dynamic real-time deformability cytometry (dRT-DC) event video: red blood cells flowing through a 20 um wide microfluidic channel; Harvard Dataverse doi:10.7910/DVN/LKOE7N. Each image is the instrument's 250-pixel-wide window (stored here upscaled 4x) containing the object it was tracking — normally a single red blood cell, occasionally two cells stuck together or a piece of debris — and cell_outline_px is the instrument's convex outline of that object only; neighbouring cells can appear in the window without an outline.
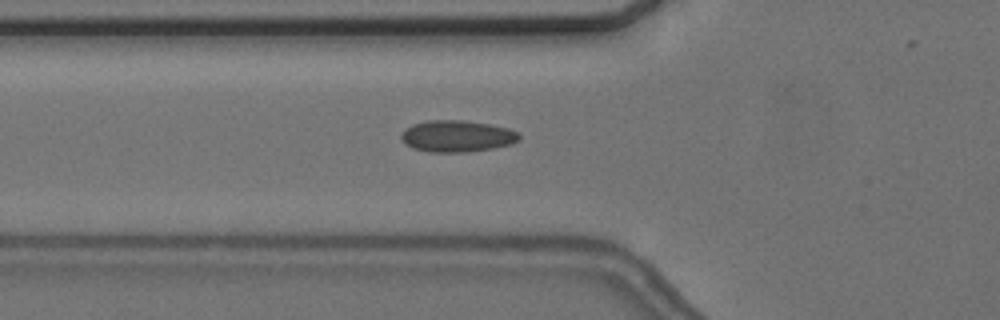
{"species": "common noctule bat (a hibernating species)", "species_latin": "Nyctalus noctula", "temperature_condition": "cold", "stored_images_in_passage": 47, "camera_frame_rate_fps": 3000, "um_per_image_px": 0.085, "animal": {"sex": "female", "body_mass_g": 24.6, "forearm_length_mm": 56.2}, "frame": {"image": 1, "passage_image": 21, "time_ms": 6.667, "image_size_px": [1000, 320], "cell_outline_px": [[520, 140], [512, 144], [492, 148], [468, 152], [428, 152], [412, 148], [400, 136], [412, 124], [428, 120], [464, 120], [488, 124], [508, 128], [520, 132]], "centroid_in_image_um": [38.9, 11.57], "position_along_channel_um": 86.9, "area_um2": 21.68}}
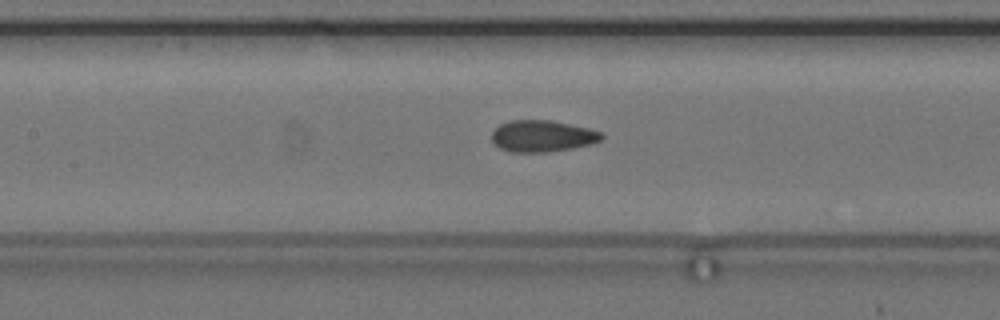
{"frame": {"image": 2, "passage_image": 27, "time_ms": 8.667, "image_size_px": [1000, 320], "cell_outline_px": [[604, 136], [600, 140], [592, 144], [572, 148], [548, 152], [508, 152], [500, 148], [492, 140], [492, 132], [500, 124], [512, 120], [552, 120], [588, 128], [600, 132]], "centroid_in_image_um": [46.09, 11.57], "position_along_channel_um": 161.3, "area_um2": 20.17}}
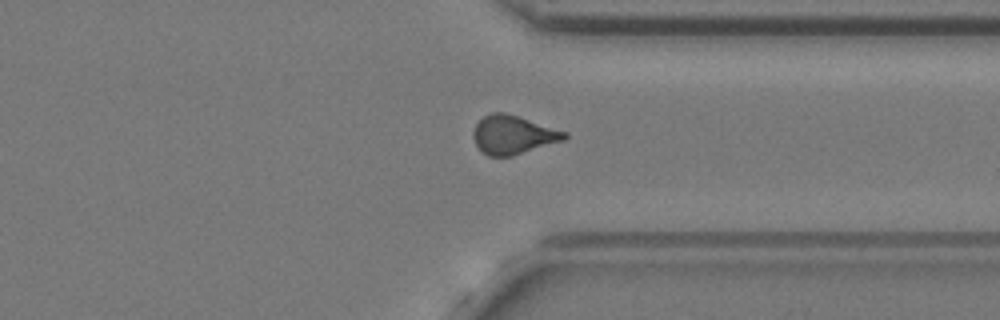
{"frame": {"image": 3, "passage_image": 44, "time_ms": 14.333, "image_size_px": [1000, 320], "cell_outline_px": [[568, 136], [564, 140], [512, 156], [488, 156], [476, 144], [472, 136], [472, 132], [476, 124], [484, 116], [492, 112], [504, 112], [568, 132]], "centroid_in_image_um": [43.61, 11.45], "position_along_channel_um": 367.8, "area_um2": 20.35}}